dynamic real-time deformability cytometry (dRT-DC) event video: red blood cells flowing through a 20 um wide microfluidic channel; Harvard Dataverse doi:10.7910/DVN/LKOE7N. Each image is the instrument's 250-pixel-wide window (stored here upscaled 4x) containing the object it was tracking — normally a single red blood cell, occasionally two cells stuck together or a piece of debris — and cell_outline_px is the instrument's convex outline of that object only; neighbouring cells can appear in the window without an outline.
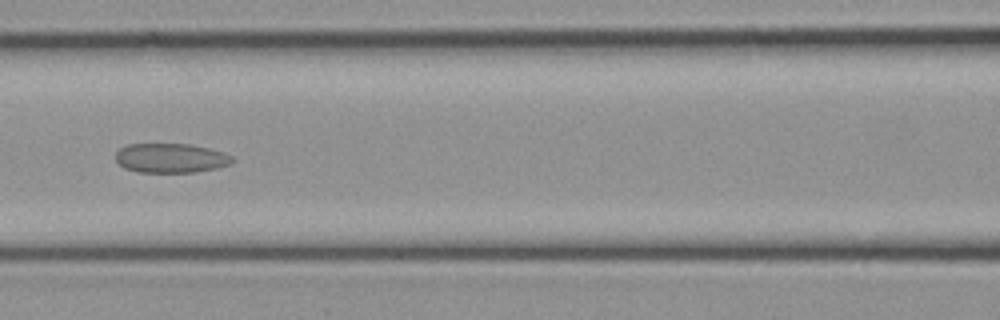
{"species": "common noctule bat (a hibernating species)", "species_latin": "Nyctalus noctula", "temperature_condition": "cold", "stored_images_in_passage": 22, "camera_frame_rate_fps": 3000, "um_per_image_px": 0.085, "animal": {"sex": "female", "body_mass_g": 21.9}, "frame": {"image": 1, "passage_image": 13, "time_ms": 4.0, "image_size_px": [1000, 320], "cell_outline_px": [[236, 160], [232, 164], [216, 168], [196, 172], [136, 172], [124, 168], [116, 160], [116, 152], [120, 148], [128, 144], [192, 144], [224, 152], [232, 156]], "centroid_in_image_um": [14.55, 13.44], "position_along_channel_um": 152.1, "area_um2": 20.17}}
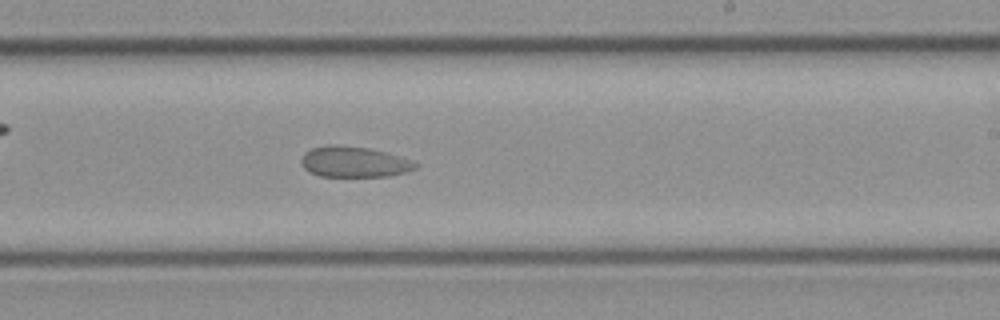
{"frame": {"image": 2, "passage_image": 18, "time_ms": 5.667, "image_size_px": [1000, 320], "cell_outline_px": [[420, 164], [416, 168], [404, 172], [388, 176], [320, 176], [308, 172], [300, 164], [300, 160], [304, 152], [312, 148], [328, 144], [336, 144], [368, 148], [416, 160]], "centroid_in_image_um": [30.08, 13.75], "position_along_channel_um": 258.9, "area_um2": 20.69}}
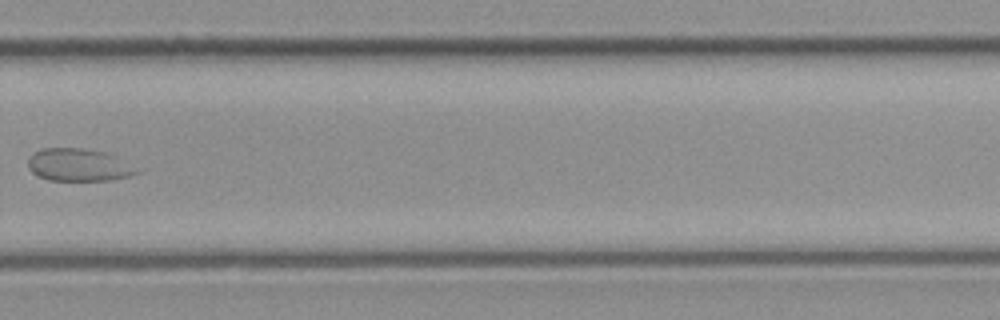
{"frame": {"image": 3, "passage_image": 21, "time_ms": 6.667, "image_size_px": [1000, 320], "cell_outline_px": [[140, 172], [128, 176], [112, 180], [48, 180], [32, 172], [28, 168], [28, 160], [32, 152], [44, 148], [84, 148], [104, 152], [116, 156]], "centroid_in_image_um": [6.63, 14.01], "position_along_channel_um": 323.2, "area_um2": 20.4}}